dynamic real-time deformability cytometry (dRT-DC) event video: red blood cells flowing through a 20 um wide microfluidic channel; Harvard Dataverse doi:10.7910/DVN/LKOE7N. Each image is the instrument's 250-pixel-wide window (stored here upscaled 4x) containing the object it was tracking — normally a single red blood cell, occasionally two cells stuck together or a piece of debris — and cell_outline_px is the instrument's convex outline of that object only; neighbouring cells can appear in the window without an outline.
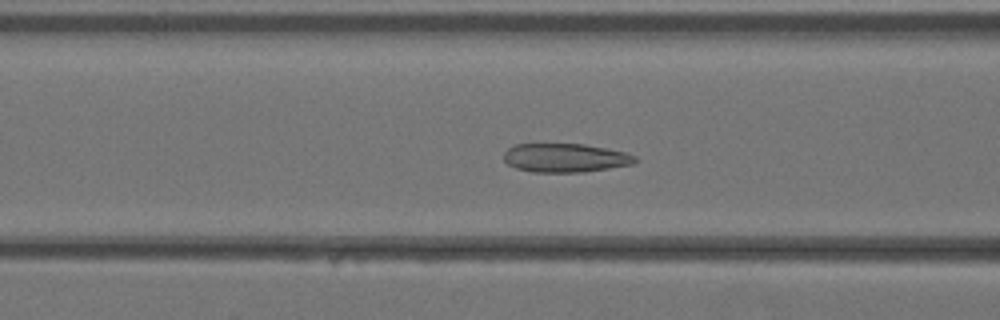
{"species": "Egyptian fruit bat (a non-hibernating species)", "species_latin": "Rousettus aegyptiacus", "temperature_condition": "warm", "stored_images_in_passage": 24, "camera_frame_rate_fps": 3000, "um_per_image_px": 0.085, "animal": {"sex": "female"}, "frame": {"image": 1, "passage_image": 14, "time_ms": 4.333, "image_size_px": [1000, 320], "cell_outline_px": [[640, 160], [632, 164], [584, 172], [532, 172], [516, 168], [508, 164], [504, 160], [504, 152], [508, 148], [516, 144], [584, 144], [624, 152], [636, 156]], "centroid_in_image_um": [48.04, 13.42], "position_along_channel_um": 118.6, "area_um2": 21.96}}
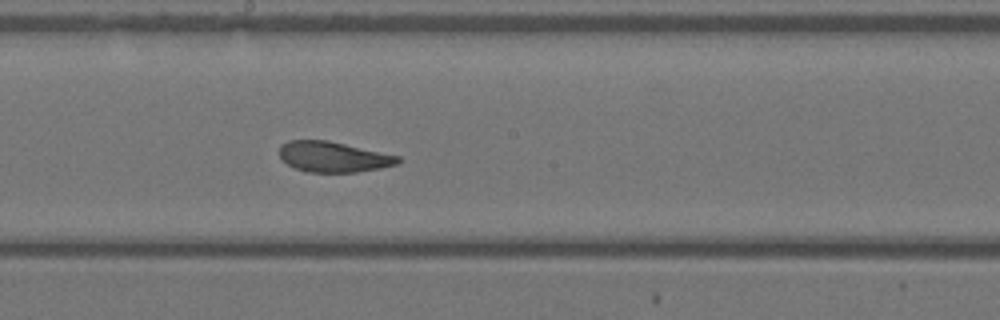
{"frame": {"image": 2, "passage_image": 20, "time_ms": 6.333, "image_size_px": [1000, 320], "cell_outline_px": [[400, 160], [396, 164], [380, 168], [356, 172], [304, 172], [280, 160], [280, 144], [288, 140], [328, 140], [400, 156]], "centroid_in_image_um": [28.29, 13.33], "position_along_channel_um": 219.9, "area_um2": 21.1}}
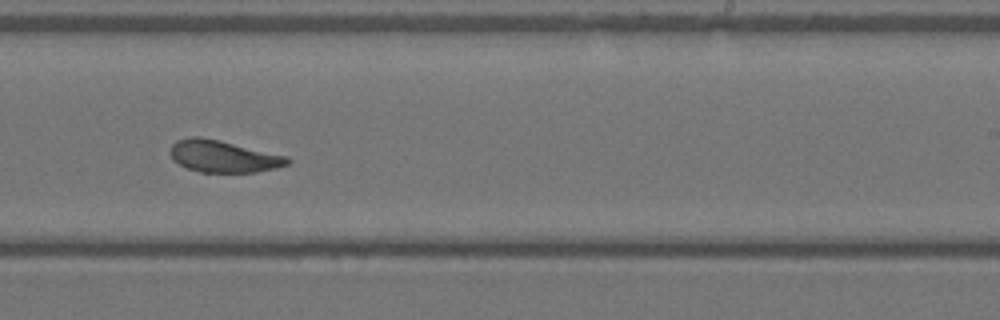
{"frame": {"image": 3, "passage_image": 23, "time_ms": 7.333, "image_size_px": [1000, 320], "cell_outline_px": [[292, 160], [288, 164], [276, 168], [256, 172], [200, 172], [188, 168], [172, 160], [168, 152], [172, 144], [176, 140], [192, 136], [200, 136], [220, 140], [288, 156]], "centroid_in_image_um": [18.96, 13.28], "position_along_channel_um": 270.0, "area_um2": 22.02}}